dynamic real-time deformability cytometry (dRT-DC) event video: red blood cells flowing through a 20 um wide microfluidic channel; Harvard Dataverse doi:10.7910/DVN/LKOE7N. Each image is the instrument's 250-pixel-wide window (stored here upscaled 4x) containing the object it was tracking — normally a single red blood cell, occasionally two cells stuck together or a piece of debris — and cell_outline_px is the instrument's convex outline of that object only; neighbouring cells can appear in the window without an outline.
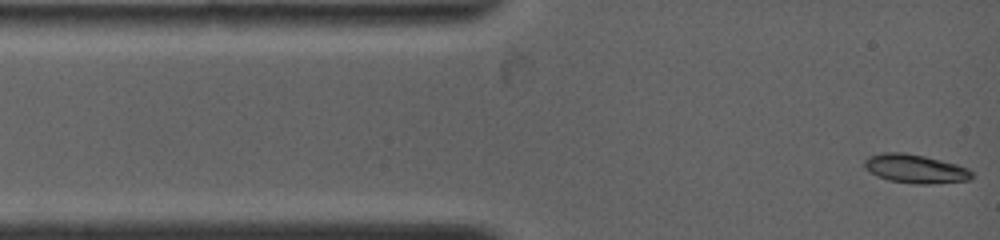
{"species": "common noctule bat (a hibernating species)", "species_latin": "Nyctalus noctula", "temperature_condition": "warm", "stored_images_in_passage": 2, "camera_frame_rate_fps": 4500, "um_per_image_px": 0.085, "animal": {"sex": "female", "body_mass_g": 19.0, "forearm_length_mm": 53.3}, "frame": {"image": 1, "passage_image": 1, "time_ms": 0.0, "image_size_px": [1000, 240], "cell_outline_px": [[972, 176], [968, 180], [928, 184], [912, 184], [888, 180], [876, 176], [864, 168], [864, 160], [868, 156], [884, 152], [900, 152], [924, 156], [956, 164], [968, 168], [972, 172]], "centroid_in_image_um": [77.75, 14.35], "position_along_channel_um": 7.3, "area_um2": 17.98}}